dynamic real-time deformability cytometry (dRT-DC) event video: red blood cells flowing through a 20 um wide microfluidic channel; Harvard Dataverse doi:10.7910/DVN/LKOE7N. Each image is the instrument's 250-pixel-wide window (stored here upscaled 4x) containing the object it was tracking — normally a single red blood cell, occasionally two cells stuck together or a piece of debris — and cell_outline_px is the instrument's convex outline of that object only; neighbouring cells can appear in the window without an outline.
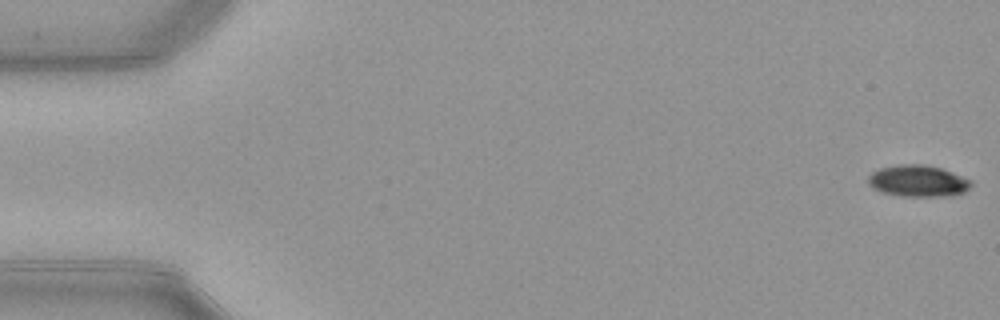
{"species": "common noctule bat (a hibernating species)", "species_latin": "Nyctalus noctula", "temperature_condition": "warm", "stored_images_in_passage": 52, "camera_frame_rate_fps": 3000, "um_per_image_px": 0.085, "animal": {"sex": "female", "body_mass_g": 21.9}, "frame": {"image": 1, "passage_image": 1, "time_ms": 0.0, "image_size_px": [1000, 320], "cell_outline_px": [[972, 184], [964, 192], [948, 196], [900, 196], [880, 192], [872, 188], [868, 184], [868, 176], [872, 172], [880, 168], [900, 164], [920, 164], [940, 168], [972, 180]], "centroid_in_image_um": [77.99, 15.39], "position_along_channel_um": 7.0, "area_um2": 18.9}}
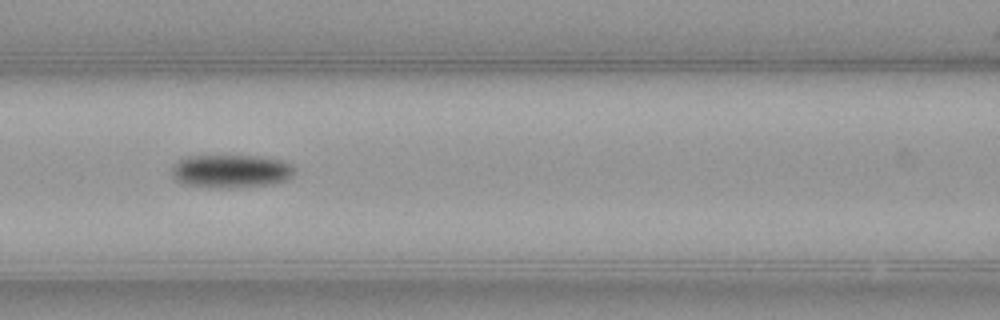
{"frame": {"image": 2, "passage_image": 23, "time_ms": 7.333, "image_size_px": [1000, 320], "cell_outline_px": [[296, 172], [292, 176], [284, 180], [272, 184], [228, 188], [184, 184], [176, 180], [172, 176], [172, 168], [184, 156], [264, 156], [284, 160], [292, 164], [296, 168]], "centroid_in_image_um": [19.7, 14.53], "position_along_channel_um": 146.9, "area_um2": 23.81}}
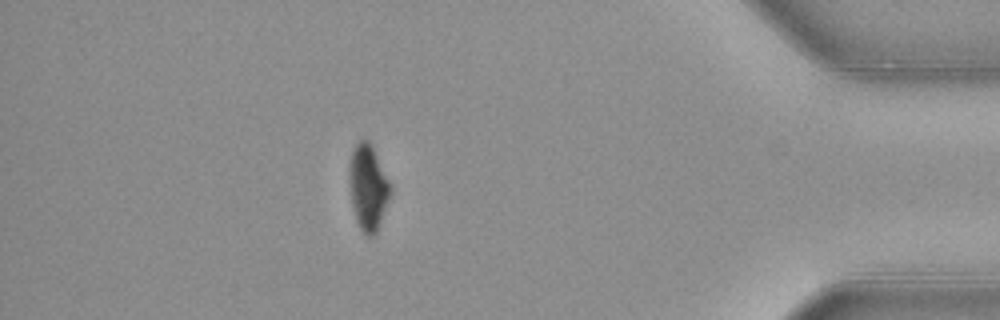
{"frame": {"image": 3, "passage_image": 46, "time_ms": 15.0, "image_size_px": [1000, 320], "cell_outline_px": [[392, 192], [376, 232], [372, 236], [368, 236], [360, 228], [356, 220], [352, 204], [348, 180], [348, 168], [352, 152], [356, 144], [360, 140], [368, 140], [372, 144], [392, 188]], "centroid_in_image_um": [31.28, 15.9], "position_along_channel_um": 403.9, "area_um2": 20.46}, "authors_computed_cell_mechanics": {"area_um2": 20.9814, "velocity_mm_per_s": 3.9778, "shape_relaxation_time_tau1_ms": 3.2771, "shape_relaxation_time_tau2_ms": null, "deformation_change_tau1": 0.134, "deformation_change_tau2": null}}